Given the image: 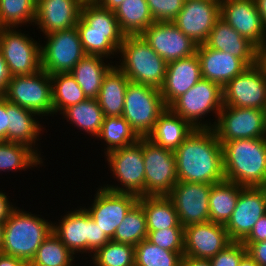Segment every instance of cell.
<instances>
[{"instance_id": "6da1fadb", "label": "cell", "mask_w": 266, "mask_h": 266, "mask_svg": "<svg viewBox=\"0 0 266 266\" xmlns=\"http://www.w3.org/2000/svg\"><path fill=\"white\" fill-rule=\"evenodd\" d=\"M174 154L178 181L217 184L225 180L222 144L212 128L195 129Z\"/></svg>"}, {"instance_id": "7a4b0ae2", "label": "cell", "mask_w": 266, "mask_h": 266, "mask_svg": "<svg viewBox=\"0 0 266 266\" xmlns=\"http://www.w3.org/2000/svg\"><path fill=\"white\" fill-rule=\"evenodd\" d=\"M225 180L243 187H266V138L222 144Z\"/></svg>"}, {"instance_id": "3957f363", "label": "cell", "mask_w": 266, "mask_h": 266, "mask_svg": "<svg viewBox=\"0 0 266 266\" xmlns=\"http://www.w3.org/2000/svg\"><path fill=\"white\" fill-rule=\"evenodd\" d=\"M86 55L108 58L118 51L125 34L114 14L97 2H83L76 25Z\"/></svg>"}, {"instance_id": "277c9868", "label": "cell", "mask_w": 266, "mask_h": 266, "mask_svg": "<svg viewBox=\"0 0 266 266\" xmlns=\"http://www.w3.org/2000/svg\"><path fill=\"white\" fill-rule=\"evenodd\" d=\"M15 208L5 221L1 253L30 263L42 242L53 232V223Z\"/></svg>"}, {"instance_id": "5b68a950", "label": "cell", "mask_w": 266, "mask_h": 266, "mask_svg": "<svg viewBox=\"0 0 266 266\" xmlns=\"http://www.w3.org/2000/svg\"><path fill=\"white\" fill-rule=\"evenodd\" d=\"M118 52L123 58L118 68L130 82L158 89L162 87L167 62L148 45L141 35H126Z\"/></svg>"}, {"instance_id": "8992f818", "label": "cell", "mask_w": 266, "mask_h": 266, "mask_svg": "<svg viewBox=\"0 0 266 266\" xmlns=\"http://www.w3.org/2000/svg\"><path fill=\"white\" fill-rule=\"evenodd\" d=\"M160 89L130 82L125 92L122 117L140 138H146L166 109Z\"/></svg>"}, {"instance_id": "52a82bcc", "label": "cell", "mask_w": 266, "mask_h": 266, "mask_svg": "<svg viewBox=\"0 0 266 266\" xmlns=\"http://www.w3.org/2000/svg\"><path fill=\"white\" fill-rule=\"evenodd\" d=\"M52 231L74 255L78 252L94 253L111 240L97 226L86 208L66 214L59 225L53 224Z\"/></svg>"}, {"instance_id": "ba28073f", "label": "cell", "mask_w": 266, "mask_h": 266, "mask_svg": "<svg viewBox=\"0 0 266 266\" xmlns=\"http://www.w3.org/2000/svg\"><path fill=\"white\" fill-rule=\"evenodd\" d=\"M222 87L207 79L201 78L186 93L178 97L169 108L185 119L195 129H211L213 124L198 123L202 115L215 110L219 115L223 107ZM201 123V124H200Z\"/></svg>"}, {"instance_id": "9c48e42d", "label": "cell", "mask_w": 266, "mask_h": 266, "mask_svg": "<svg viewBox=\"0 0 266 266\" xmlns=\"http://www.w3.org/2000/svg\"><path fill=\"white\" fill-rule=\"evenodd\" d=\"M3 97L38 115L53 114L51 75L42 69L31 75L12 76Z\"/></svg>"}, {"instance_id": "30bf717a", "label": "cell", "mask_w": 266, "mask_h": 266, "mask_svg": "<svg viewBox=\"0 0 266 266\" xmlns=\"http://www.w3.org/2000/svg\"><path fill=\"white\" fill-rule=\"evenodd\" d=\"M138 142L143 147L145 196H167L178 182L174 152L147 138H140Z\"/></svg>"}, {"instance_id": "8fae6325", "label": "cell", "mask_w": 266, "mask_h": 266, "mask_svg": "<svg viewBox=\"0 0 266 266\" xmlns=\"http://www.w3.org/2000/svg\"><path fill=\"white\" fill-rule=\"evenodd\" d=\"M216 121L212 129L221 144L234 139L266 138L265 110L223 106Z\"/></svg>"}, {"instance_id": "7c38bea8", "label": "cell", "mask_w": 266, "mask_h": 266, "mask_svg": "<svg viewBox=\"0 0 266 266\" xmlns=\"http://www.w3.org/2000/svg\"><path fill=\"white\" fill-rule=\"evenodd\" d=\"M41 47V68L50 75L68 73L86 55L76 26L46 34Z\"/></svg>"}, {"instance_id": "4fadbf2b", "label": "cell", "mask_w": 266, "mask_h": 266, "mask_svg": "<svg viewBox=\"0 0 266 266\" xmlns=\"http://www.w3.org/2000/svg\"><path fill=\"white\" fill-rule=\"evenodd\" d=\"M107 161L115 178L120 180L122 188L103 187L112 192L130 193L138 197L145 196V166L143 147L137 142L133 145L114 149L108 153ZM125 187V188H124Z\"/></svg>"}, {"instance_id": "5bb4252c", "label": "cell", "mask_w": 266, "mask_h": 266, "mask_svg": "<svg viewBox=\"0 0 266 266\" xmlns=\"http://www.w3.org/2000/svg\"><path fill=\"white\" fill-rule=\"evenodd\" d=\"M0 52L11 76L31 75L41 68V45L13 28L0 34Z\"/></svg>"}, {"instance_id": "9a60e30c", "label": "cell", "mask_w": 266, "mask_h": 266, "mask_svg": "<svg viewBox=\"0 0 266 266\" xmlns=\"http://www.w3.org/2000/svg\"><path fill=\"white\" fill-rule=\"evenodd\" d=\"M222 90L223 106L266 109V77L257 64L227 82Z\"/></svg>"}, {"instance_id": "2e32d148", "label": "cell", "mask_w": 266, "mask_h": 266, "mask_svg": "<svg viewBox=\"0 0 266 266\" xmlns=\"http://www.w3.org/2000/svg\"><path fill=\"white\" fill-rule=\"evenodd\" d=\"M212 185L178 181L167 195L183 227L209 221V194Z\"/></svg>"}, {"instance_id": "e0dca14e", "label": "cell", "mask_w": 266, "mask_h": 266, "mask_svg": "<svg viewBox=\"0 0 266 266\" xmlns=\"http://www.w3.org/2000/svg\"><path fill=\"white\" fill-rule=\"evenodd\" d=\"M220 17V0H184L173 23L197 45L205 44Z\"/></svg>"}, {"instance_id": "ac0fdd59", "label": "cell", "mask_w": 266, "mask_h": 266, "mask_svg": "<svg viewBox=\"0 0 266 266\" xmlns=\"http://www.w3.org/2000/svg\"><path fill=\"white\" fill-rule=\"evenodd\" d=\"M266 213V187H244L225 229L232 241L242 242Z\"/></svg>"}, {"instance_id": "d6986e66", "label": "cell", "mask_w": 266, "mask_h": 266, "mask_svg": "<svg viewBox=\"0 0 266 266\" xmlns=\"http://www.w3.org/2000/svg\"><path fill=\"white\" fill-rule=\"evenodd\" d=\"M92 206L86 211L97 226L112 239L126 214L138 202V196L130 193L112 192L103 187L95 194Z\"/></svg>"}, {"instance_id": "ffe728a7", "label": "cell", "mask_w": 266, "mask_h": 266, "mask_svg": "<svg viewBox=\"0 0 266 266\" xmlns=\"http://www.w3.org/2000/svg\"><path fill=\"white\" fill-rule=\"evenodd\" d=\"M140 35L167 63L195 54L198 46L173 22H153Z\"/></svg>"}, {"instance_id": "44dd1931", "label": "cell", "mask_w": 266, "mask_h": 266, "mask_svg": "<svg viewBox=\"0 0 266 266\" xmlns=\"http://www.w3.org/2000/svg\"><path fill=\"white\" fill-rule=\"evenodd\" d=\"M233 241L225 225L207 221L184 227V256L210 259Z\"/></svg>"}, {"instance_id": "7402d4cb", "label": "cell", "mask_w": 266, "mask_h": 266, "mask_svg": "<svg viewBox=\"0 0 266 266\" xmlns=\"http://www.w3.org/2000/svg\"><path fill=\"white\" fill-rule=\"evenodd\" d=\"M220 17L257 48L266 42V29L255 0H220Z\"/></svg>"}, {"instance_id": "603a6c76", "label": "cell", "mask_w": 266, "mask_h": 266, "mask_svg": "<svg viewBox=\"0 0 266 266\" xmlns=\"http://www.w3.org/2000/svg\"><path fill=\"white\" fill-rule=\"evenodd\" d=\"M201 78V65L197 53L167 63L165 81L160 88L166 107L186 93Z\"/></svg>"}, {"instance_id": "cb8c5ba5", "label": "cell", "mask_w": 266, "mask_h": 266, "mask_svg": "<svg viewBox=\"0 0 266 266\" xmlns=\"http://www.w3.org/2000/svg\"><path fill=\"white\" fill-rule=\"evenodd\" d=\"M82 0H36L34 23L46 35L77 25Z\"/></svg>"}, {"instance_id": "d4e9b609", "label": "cell", "mask_w": 266, "mask_h": 266, "mask_svg": "<svg viewBox=\"0 0 266 266\" xmlns=\"http://www.w3.org/2000/svg\"><path fill=\"white\" fill-rule=\"evenodd\" d=\"M196 53L200 60L202 78L221 87L248 68L241 59L209 48L206 44L198 45Z\"/></svg>"}, {"instance_id": "484cf974", "label": "cell", "mask_w": 266, "mask_h": 266, "mask_svg": "<svg viewBox=\"0 0 266 266\" xmlns=\"http://www.w3.org/2000/svg\"><path fill=\"white\" fill-rule=\"evenodd\" d=\"M205 44L241 59L248 67L257 64V47L219 17Z\"/></svg>"}, {"instance_id": "4316f807", "label": "cell", "mask_w": 266, "mask_h": 266, "mask_svg": "<svg viewBox=\"0 0 266 266\" xmlns=\"http://www.w3.org/2000/svg\"><path fill=\"white\" fill-rule=\"evenodd\" d=\"M194 130L185 119L167 107L146 138L155 145L174 152Z\"/></svg>"}, {"instance_id": "83f0119b", "label": "cell", "mask_w": 266, "mask_h": 266, "mask_svg": "<svg viewBox=\"0 0 266 266\" xmlns=\"http://www.w3.org/2000/svg\"><path fill=\"white\" fill-rule=\"evenodd\" d=\"M6 114L8 115L6 142L27 145L37 153L32 144L34 143L35 145L36 139L40 131H42L41 124L33 118V116L38 114L7 100Z\"/></svg>"}, {"instance_id": "f1b7e54d", "label": "cell", "mask_w": 266, "mask_h": 266, "mask_svg": "<svg viewBox=\"0 0 266 266\" xmlns=\"http://www.w3.org/2000/svg\"><path fill=\"white\" fill-rule=\"evenodd\" d=\"M117 66H112L104 75L96 98L105 117L122 116L124 110L125 92L130 81Z\"/></svg>"}, {"instance_id": "f546056e", "label": "cell", "mask_w": 266, "mask_h": 266, "mask_svg": "<svg viewBox=\"0 0 266 266\" xmlns=\"http://www.w3.org/2000/svg\"><path fill=\"white\" fill-rule=\"evenodd\" d=\"M138 203L145 213L147 231L184 228L179 223L177 211L167 196H140Z\"/></svg>"}, {"instance_id": "4dcf8cb0", "label": "cell", "mask_w": 266, "mask_h": 266, "mask_svg": "<svg viewBox=\"0 0 266 266\" xmlns=\"http://www.w3.org/2000/svg\"><path fill=\"white\" fill-rule=\"evenodd\" d=\"M103 57L85 55L70 71L87 98H97L104 75L113 65H106Z\"/></svg>"}, {"instance_id": "1f68e13d", "label": "cell", "mask_w": 266, "mask_h": 266, "mask_svg": "<svg viewBox=\"0 0 266 266\" xmlns=\"http://www.w3.org/2000/svg\"><path fill=\"white\" fill-rule=\"evenodd\" d=\"M243 188V186L226 180L213 184L209 194V221L226 225Z\"/></svg>"}, {"instance_id": "d6a6232c", "label": "cell", "mask_w": 266, "mask_h": 266, "mask_svg": "<svg viewBox=\"0 0 266 266\" xmlns=\"http://www.w3.org/2000/svg\"><path fill=\"white\" fill-rule=\"evenodd\" d=\"M114 14L125 36L140 35L155 22L146 0H124Z\"/></svg>"}, {"instance_id": "836d02e7", "label": "cell", "mask_w": 266, "mask_h": 266, "mask_svg": "<svg viewBox=\"0 0 266 266\" xmlns=\"http://www.w3.org/2000/svg\"><path fill=\"white\" fill-rule=\"evenodd\" d=\"M68 121L80 127L92 136H98L104 120V113L98 104L97 99L87 98L85 101L65 108L63 112Z\"/></svg>"}, {"instance_id": "e575fe53", "label": "cell", "mask_w": 266, "mask_h": 266, "mask_svg": "<svg viewBox=\"0 0 266 266\" xmlns=\"http://www.w3.org/2000/svg\"><path fill=\"white\" fill-rule=\"evenodd\" d=\"M53 114L87 99L70 72L51 75Z\"/></svg>"}, {"instance_id": "d590c367", "label": "cell", "mask_w": 266, "mask_h": 266, "mask_svg": "<svg viewBox=\"0 0 266 266\" xmlns=\"http://www.w3.org/2000/svg\"><path fill=\"white\" fill-rule=\"evenodd\" d=\"M98 137L108 144L106 153L114 149L133 145L140 139L122 116L104 117Z\"/></svg>"}, {"instance_id": "8d00e7d4", "label": "cell", "mask_w": 266, "mask_h": 266, "mask_svg": "<svg viewBox=\"0 0 266 266\" xmlns=\"http://www.w3.org/2000/svg\"><path fill=\"white\" fill-rule=\"evenodd\" d=\"M148 231L143 207L137 202L117 227L112 241L136 246L147 239Z\"/></svg>"}, {"instance_id": "74e56055", "label": "cell", "mask_w": 266, "mask_h": 266, "mask_svg": "<svg viewBox=\"0 0 266 266\" xmlns=\"http://www.w3.org/2000/svg\"><path fill=\"white\" fill-rule=\"evenodd\" d=\"M40 154L27 145L0 141V171L27 169L41 164Z\"/></svg>"}, {"instance_id": "f35d334b", "label": "cell", "mask_w": 266, "mask_h": 266, "mask_svg": "<svg viewBox=\"0 0 266 266\" xmlns=\"http://www.w3.org/2000/svg\"><path fill=\"white\" fill-rule=\"evenodd\" d=\"M73 253L52 232L37 249L29 266H72Z\"/></svg>"}, {"instance_id": "ab89813d", "label": "cell", "mask_w": 266, "mask_h": 266, "mask_svg": "<svg viewBox=\"0 0 266 266\" xmlns=\"http://www.w3.org/2000/svg\"><path fill=\"white\" fill-rule=\"evenodd\" d=\"M184 252H172L147 239L135 246V266H180Z\"/></svg>"}, {"instance_id": "60d3db41", "label": "cell", "mask_w": 266, "mask_h": 266, "mask_svg": "<svg viewBox=\"0 0 266 266\" xmlns=\"http://www.w3.org/2000/svg\"><path fill=\"white\" fill-rule=\"evenodd\" d=\"M92 259L95 266H135V246L110 240Z\"/></svg>"}, {"instance_id": "b9f144b4", "label": "cell", "mask_w": 266, "mask_h": 266, "mask_svg": "<svg viewBox=\"0 0 266 266\" xmlns=\"http://www.w3.org/2000/svg\"><path fill=\"white\" fill-rule=\"evenodd\" d=\"M36 0H0V21L5 28L34 22Z\"/></svg>"}, {"instance_id": "7bdbcfd3", "label": "cell", "mask_w": 266, "mask_h": 266, "mask_svg": "<svg viewBox=\"0 0 266 266\" xmlns=\"http://www.w3.org/2000/svg\"><path fill=\"white\" fill-rule=\"evenodd\" d=\"M147 240L172 252H184V228L148 231Z\"/></svg>"}, {"instance_id": "ee69618b", "label": "cell", "mask_w": 266, "mask_h": 266, "mask_svg": "<svg viewBox=\"0 0 266 266\" xmlns=\"http://www.w3.org/2000/svg\"><path fill=\"white\" fill-rule=\"evenodd\" d=\"M155 22H173L183 8L184 0H146Z\"/></svg>"}, {"instance_id": "f6af8a7d", "label": "cell", "mask_w": 266, "mask_h": 266, "mask_svg": "<svg viewBox=\"0 0 266 266\" xmlns=\"http://www.w3.org/2000/svg\"><path fill=\"white\" fill-rule=\"evenodd\" d=\"M246 253V247L242 242L233 241L209 261L212 266H238Z\"/></svg>"}, {"instance_id": "bcb514c9", "label": "cell", "mask_w": 266, "mask_h": 266, "mask_svg": "<svg viewBox=\"0 0 266 266\" xmlns=\"http://www.w3.org/2000/svg\"><path fill=\"white\" fill-rule=\"evenodd\" d=\"M247 253L259 266H266V241L243 243Z\"/></svg>"}, {"instance_id": "7dc6e473", "label": "cell", "mask_w": 266, "mask_h": 266, "mask_svg": "<svg viewBox=\"0 0 266 266\" xmlns=\"http://www.w3.org/2000/svg\"><path fill=\"white\" fill-rule=\"evenodd\" d=\"M266 241V213L256 222L250 234L242 243H256Z\"/></svg>"}, {"instance_id": "c3c4849f", "label": "cell", "mask_w": 266, "mask_h": 266, "mask_svg": "<svg viewBox=\"0 0 266 266\" xmlns=\"http://www.w3.org/2000/svg\"><path fill=\"white\" fill-rule=\"evenodd\" d=\"M8 131V115L6 114V99L0 97V141H6Z\"/></svg>"}, {"instance_id": "681fc988", "label": "cell", "mask_w": 266, "mask_h": 266, "mask_svg": "<svg viewBox=\"0 0 266 266\" xmlns=\"http://www.w3.org/2000/svg\"><path fill=\"white\" fill-rule=\"evenodd\" d=\"M11 77L8 66L0 52V97L4 96Z\"/></svg>"}, {"instance_id": "f907efd6", "label": "cell", "mask_w": 266, "mask_h": 266, "mask_svg": "<svg viewBox=\"0 0 266 266\" xmlns=\"http://www.w3.org/2000/svg\"><path fill=\"white\" fill-rule=\"evenodd\" d=\"M14 209L13 205H10L7 196L0 192V222H5Z\"/></svg>"}, {"instance_id": "816d5d0a", "label": "cell", "mask_w": 266, "mask_h": 266, "mask_svg": "<svg viewBox=\"0 0 266 266\" xmlns=\"http://www.w3.org/2000/svg\"><path fill=\"white\" fill-rule=\"evenodd\" d=\"M0 266H29L23 259L0 253Z\"/></svg>"}, {"instance_id": "f5cc1de1", "label": "cell", "mask_w": 266, "mask_h": 266, "mask_svg": "<svg viewBox=\"0 0 266 266\" xmlns=\"http://www.w3.org/2000/svg\"><path fill=\"white\" fill-rule=\"evenodd\" d=\"M180 266H212L208 259H197L183 256L180 261Z\"/></svg>"}, {"instance_id": "db71d44e", "label": "cell", "mask_w": 266, "mask_h": 266, "mask_svg": "<svg viewBox=\"0 0 266 266\" xmlns=\"http://www.w3.org/2000/svg\"><path fill=\"white\" fill-rule=\"evenodd\" d=\"M257 65L262 69L266 77V42L257 48Z\"/></svg>"}, {"instance_id": "11a10c76", "label": "cell", "mask_w": 266, "mask_h": 266, "mask_svg": "<svg viewBox=\"0 0 266 266\" xmlns=\"http://www.w3.org/2000/svg\"><path fill=\"white\" fill-rule=\"evenodd\" d=\"M124 0H97L96 2L110 11H114L118 8Z\"/></svg>"}, {"instance_id": "9f6ffc18", "label": "cell", "mask_w": 266, "mask_h": 266, "mask_svg": "<svg viewBox=\"0 0 266 266\" xmlns=\"http://www.w3.org/2000/svg\"><path fill=\"white\" fill-rule=\"evenodd\" d=\"M259 14L261 15L262 22L266 29V0H255Z\"/></svg>"}, {"instance_id": "6f0895ef", "label": "cell", "mask_w": 266, "mask_h": 266, "mask_svg": "<svg viewBox=\"0 0 266 266\" xmlns=\"http://www.w3.org/2000/svg\"><path fill=\"white\" fill-rule=\"evenodd\" d=\"M238 266H259L253 258L246 253L242 258Z\"/></svg>"}, {"instance_id": "680465c9", "label": "cell", "mask_w": 266, "mask_h": 266, "mask_svg": "<svg viewBox=\"0 0 266 266\" xmlns=\"http://www.w3.org/2000/svg\"><path fill=\"white\" fill-rule=\"evenodd\" d=\"M4 226H5V222H0V253H1V248L3 245Z\"/></svg>"}, {"instance_id": "91938a15", "label": "cell", "mask_w": 266, "mask_h": 266, "mask_svg": "<svg viewBox=\"0 0 266 266\" xmlns=\"http://www.w3.org/2000/svg\"><path fill=\"white\" fill-rule=\"evenodd\" d=\"M5 27L3 26V24L1 23L0 21V34H1V31L4 29Z\"/></svg>"}, {"instance_id": "94428289", "label": "cell", "mask_w": 266, "mask_h": 266, "mask_svg": "<svg viewBox=\"0 0 266 266\" xmlns=\"http://www.w3.org/2000/svg\"><path fill=\"white\" fill-rule=\"evenodd\" d=\"M83 2H96L97 0H82Z\"/></svg>"}]
</instances>
